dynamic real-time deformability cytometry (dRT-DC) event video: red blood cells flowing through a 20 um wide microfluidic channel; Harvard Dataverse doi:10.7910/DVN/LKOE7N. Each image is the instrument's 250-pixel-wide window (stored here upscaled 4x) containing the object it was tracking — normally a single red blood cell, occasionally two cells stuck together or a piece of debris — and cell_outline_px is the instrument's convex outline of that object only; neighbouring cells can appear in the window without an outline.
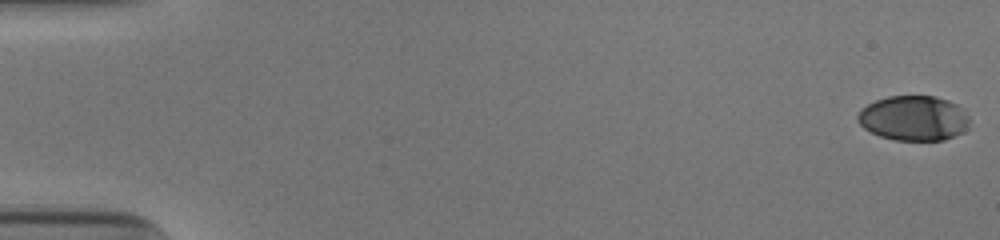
{"species": "human", "species_latin": "Homo sapiens", "temperature_condition": "cold", "stored_images_in_passage": 54, "camera_frame_rate_fps": 3000, "um_per_image_px": 0.085, "donor": {"sex": "male"}, "frame": {"image": 1, "passage_image": 1, "time_ms": 0.0, "image_size_px": [1000, 240], "cell_outline_px": [[968, 128], [964, 132], [944, 140], [896, 140], [880, 136], [864, 128], [856, 120], [856, 116], [860, 108], [876, 100], [888, 96], [936, 96], [948, 100], [956, 104], [968, 116]], "centroid_in_image_um": [77.64, 10.04], "position_along_channel_um": 7.4, "area_um2": 29.36}}
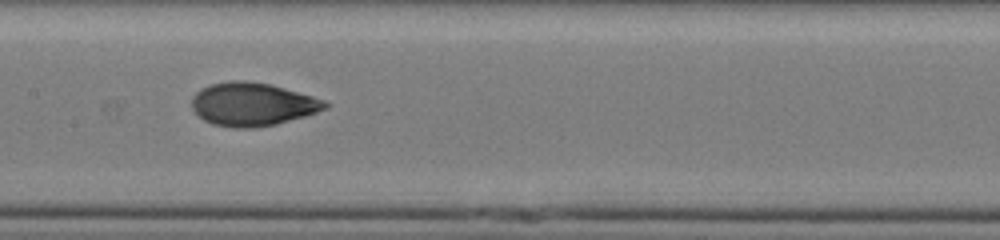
{"frame": {"image": 2, "passage_image": 28, "time_ms": 9.0, "image_size_px": [1000, 240], "cell_outline_px": [[328, 108], [304, 116], [276, 124], [252, 128], [236, 128], [212, 124], [204, 120], [192, 108], [192, 96], [200, 88], [212, 84], [232, 80], [244, 80], [268, 84], [312, 96], [324, 100], [328, 104]], "centroid_in_image_um": [21.43, 8.86], "position_along_channel_um": 186.0, "area_um2": 33.29}}
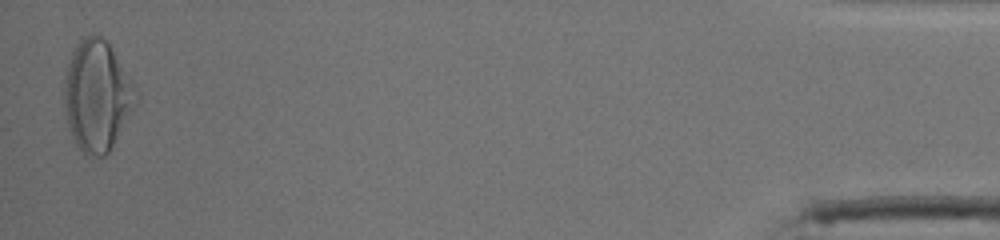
{"frame": {"image": 3, "passage_image": 53, "time_ms": 17.333, "image_size_px": [1000, 240], "cell_outline_px": [[140, 100], [108, 152], [104, 156], [88, 156], [76, 144], [72, 136], [68, 124], [64, 104], [64, 76], [72, 52], [80, 36], [100, 36], [108, 44], [140, 92]], "centroid_in_image_um": [8.27, 8.14], "position_along_channel_um": 426.9, "area_um2": 46.24}, "authors_computed_cell_mechanics": {"area_um2": 32.6281, "velocity_mm_per_s": 3.9017, "shape_relaxation_time_tau1_ms": 4.9147, "shape_relaxation_time_tau2_ms": 1.1544, "deformation_change_tau1": 0.1907, "deformation_change_tau2": 0.0574}}